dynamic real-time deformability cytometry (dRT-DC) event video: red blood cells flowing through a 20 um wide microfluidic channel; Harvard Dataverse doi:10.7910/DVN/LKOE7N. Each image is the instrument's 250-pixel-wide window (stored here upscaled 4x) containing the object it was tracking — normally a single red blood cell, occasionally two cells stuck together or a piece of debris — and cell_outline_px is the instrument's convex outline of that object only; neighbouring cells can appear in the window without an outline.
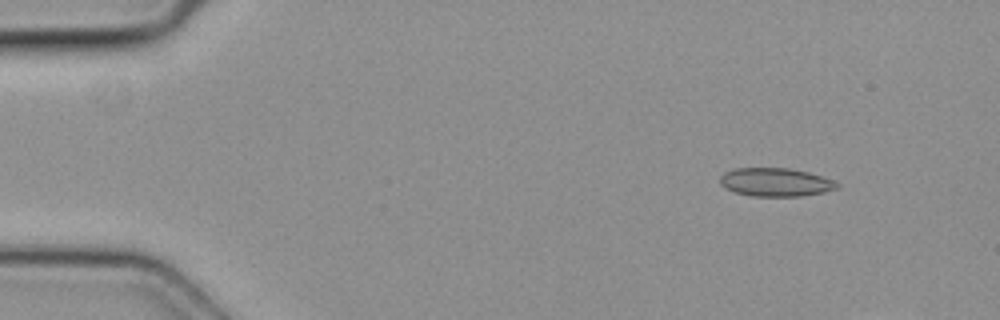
{"species": "common noctule bat (a hibernating species)", "species_latin": "Nyctalus noctula", "temperature_condition": "cold", "stored_images_in_passage": 3, "camera_frame_rate_fps": 3000, "um_per_image_px": 0.085, "animal": {"sex": "female", "body_mass_g": 19.3, "forearm_length_mm": 54.1}, "frame": {"image": 1, "passage_image": 1, "time_ms": 0.0, "image_size_px": [1000, 320], "cell_outline_px": [[840, 188], [824, 192], [800, 196], [752, 196], [736, 192], [720, 184], [720, 176], [724, 172], [736, 168], [788, 168], [808, 172], [832, 180], [840, 184]], "centroid_in_image_um": [65.94, 15.48], "position_along_channel_um": 19.1, "area_um2": 19.25}}